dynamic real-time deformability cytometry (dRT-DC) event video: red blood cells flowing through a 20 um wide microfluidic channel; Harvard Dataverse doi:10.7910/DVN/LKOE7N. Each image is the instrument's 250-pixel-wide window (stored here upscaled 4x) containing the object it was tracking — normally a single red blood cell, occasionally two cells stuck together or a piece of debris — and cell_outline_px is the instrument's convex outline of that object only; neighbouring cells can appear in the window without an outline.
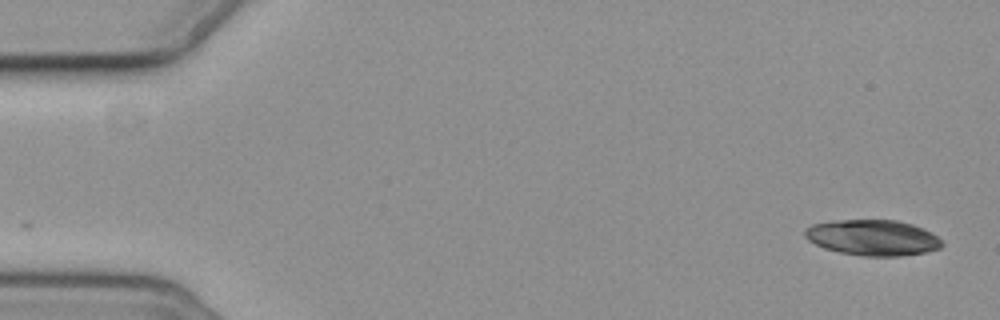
{"species": "common noctule bat (a hibernating species)", "species_latin": "Nyctalus noctula", "temperature_condition": "cold", "stored_images_in_passage": 6, "camera_frame_rate_fps": 3000, "um_per_image_px": 0.085, "animal": {"sex": "female", "body_mass_g": 19.3, "forearm_length_mm": 54.1}, "frame": {"image": 1, "passage_image": 1, "time_ms": 0.0, "image_size_px": [1000, 320], "cell_outline_px": [[944, 244], [940, 248], [924, 252], [900, 256], [864, 256], [840, 252], [824, 248], [808, 240], [804, 236], [804, 232], [812, 224], [836, 220], [896, 220], [912, 224], [936, 236]], "centroid_in_image_um": [74.16, 20.2], "position_along_channel_um": 10.8, "area_um2": 28.21}}
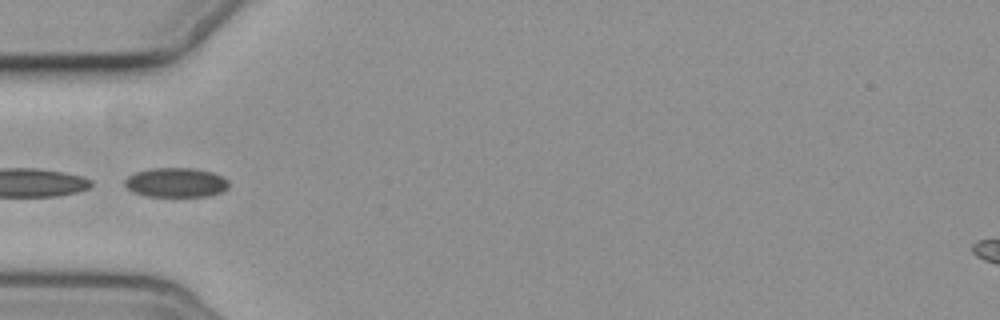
{"frame": {"image": 2, "passage_image": 6, "time_ms": 5.667, "image_size_px": [1000, 320], "cell_outline_px": [[228, 188], [224, 192], [208, 196], [148, 196], [132, 192], [124, 184], [124, 180], [128, 176], [136, 172], [152, 168], [196, 168], [212, 172], [224, 176], [228, 180]], "centroid_in_image_um": [14.99, 15.51], "position_along_channel_um": 70.0, "area_um2": 18.03}}